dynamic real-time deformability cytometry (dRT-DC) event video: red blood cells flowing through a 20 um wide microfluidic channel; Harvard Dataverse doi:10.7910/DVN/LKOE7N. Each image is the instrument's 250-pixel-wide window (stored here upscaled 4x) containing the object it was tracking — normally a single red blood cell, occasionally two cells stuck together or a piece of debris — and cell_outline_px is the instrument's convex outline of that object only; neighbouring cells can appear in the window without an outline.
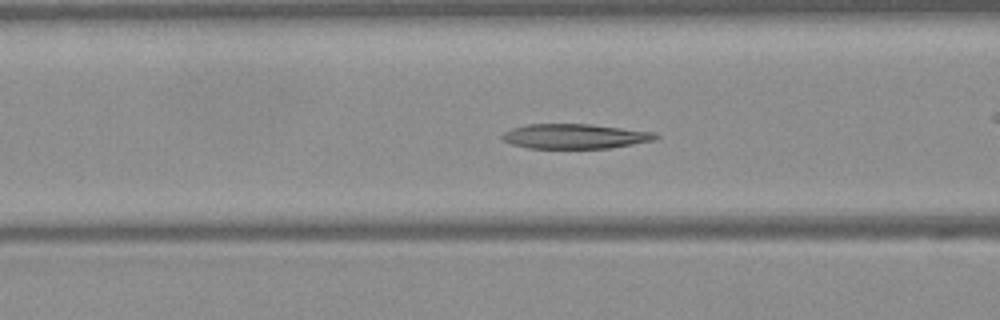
{"species": "Egyptian fruit bat (a non-hibernating species)", "species_latin": "Rousettus aegyptiacus", "temperature_condition": "warm", "stored_images_in_passage": 47, "camera_frame_rate_fps": 3000, "um_per_image_px": 0.085, "frame": {"image": 1, "passage_image": 16, "time_ms": 5.0, "image_size_px": [1000, 320], "cell_outline_px": [[660, 136], [656, 140], [608, 148], [528, 148], [512, 144], [504, 140], [500, 136], [504, 132], [512, 128], [528, 124], [592, 124], [656, 132]], "centroid_in_image_um": [48.9, 11.58], "position_along_channel_um": 117.7, "area_um2": 22.2}}
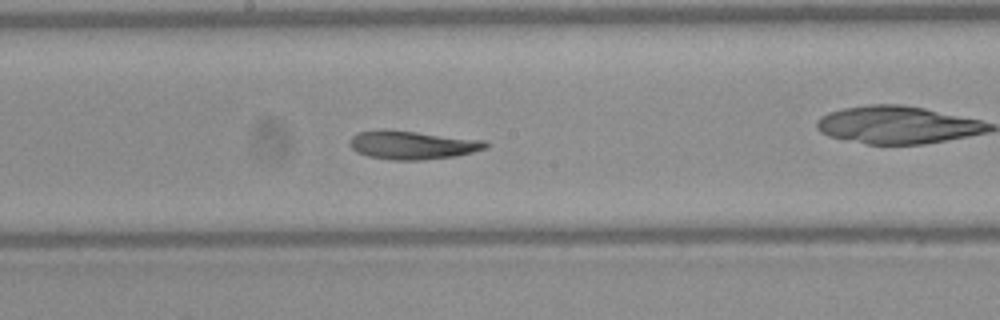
{"frame": {"image": 2, "passage_image": 23, "time_ms": 7.333, "image_size_px": [1000, 320], "cell_outline_px": [[488, 148], [456, 156], [424, 160], [392, 160], [368, 156], [356, 152], [348, 144], [348, 140], [352, 136], [360, 132], [416, 132], [484, 140], [488, 144]], "centroid_in_image_um": [35.09, 12.37], "position_along_channel_um": 213.1, "area_um2": 21.91}}
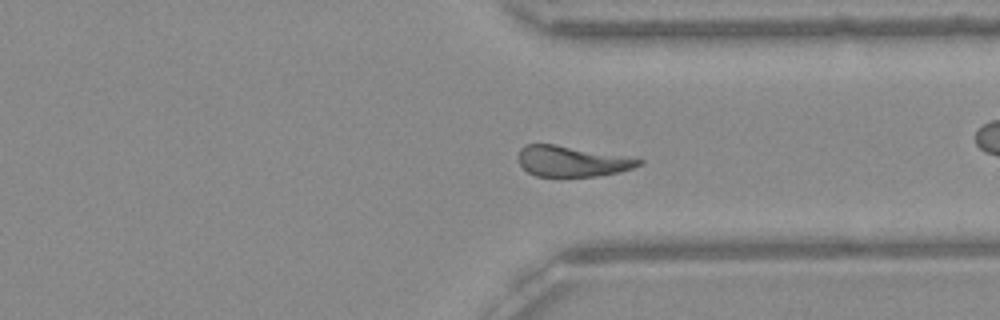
{"frame": {"image": 3, "passage_image": 34, "time_ms": 11.0, "image_size_px": [1000, 320], "cell_outline_px": [[644, 160], [640, 164], [632, 168], [620, 172], [596, 176], [536, 176], [528, 172], [520, 164], [520, 148], [524, 144], [552, 144], [636, 156]], "centroid_in_image_um": [48.71, 13.69], "position_along_channel_um": 362.7, "area_um2": 21.73}, "authors_computed_cell_mechanics": {"area_um2": 22.9466, "velocity_mm_per_s": 4.0798, "shape_relaxation_time_tau1_ms": null, "shape_relaxation_time_tau2_ms": 5.3966, "deformation_change_tau1": null, "deformation_change_tau2": 0.1382}}